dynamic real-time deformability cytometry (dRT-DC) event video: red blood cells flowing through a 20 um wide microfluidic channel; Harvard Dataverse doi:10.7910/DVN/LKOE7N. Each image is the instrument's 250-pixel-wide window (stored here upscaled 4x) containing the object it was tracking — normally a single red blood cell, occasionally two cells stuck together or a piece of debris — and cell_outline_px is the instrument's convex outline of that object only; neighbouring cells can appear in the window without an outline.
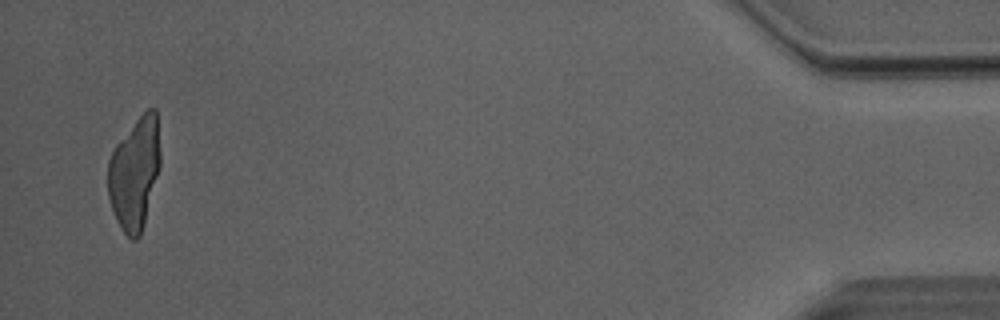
{"species": "Egyptian fruit bat (a non-hibernating species)", "species_latin": "Rousettus aegyptiacus", "temperature_condition": "room temperature", "stored_images_in_passage": 48, "camera_frame_rate_fps": 3000, "um_per_image_px": 0.085, "animal": {"sex": "male"}, "frame": {"image": 1, "passage_image": 48, "time_ms": 15.667, "image_size_px": [1000, 320], "cell_outline_px": [[160, 164], [144, 224], [140, 236], [136, 240], [132, 240], [120, 228], [116, 220], [108, 196], [108, 160], [116, 144], [136, 120], [148, 108], [156, 108], [160, 152]], "centroid_in_image_um": [11.43, 14.73], "position_along_channel_um": 423.8, "area_um2": 33.93}}